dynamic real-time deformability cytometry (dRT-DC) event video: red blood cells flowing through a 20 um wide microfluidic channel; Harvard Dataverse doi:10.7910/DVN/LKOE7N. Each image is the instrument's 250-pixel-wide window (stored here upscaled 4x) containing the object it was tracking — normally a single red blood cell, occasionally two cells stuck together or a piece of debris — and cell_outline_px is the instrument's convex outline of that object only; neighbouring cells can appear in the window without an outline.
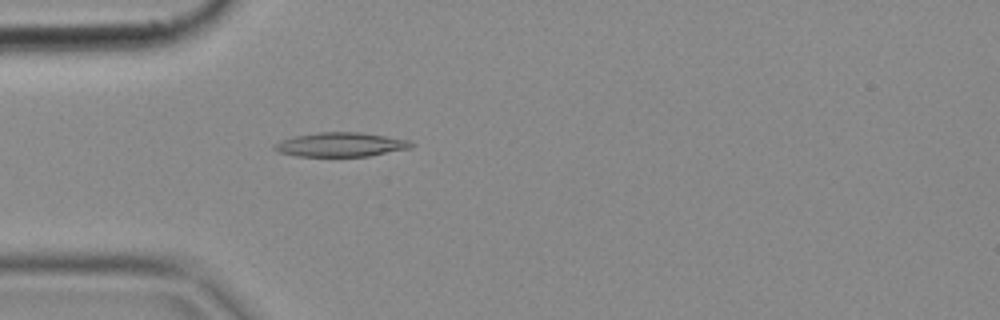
{"species": "common noctule bat (a hibernating species)", "species_latin": "Nyctalus noctula", "temperature_condition": "cold", "stored_images_in_passage": 4, "camera_frame_rate_fps": 3000, "um_per_image_px": 0.085, "animal": {"sex": "female", "body_mass_g": 18.4}, "frame": {"image": 1, "passage_image": 4, "time_ms": 1.0, "image_size_px": [1000, 320], "cell_outline_px": [[416, 144], [412, 148], [368, 156], [296, 156], [280, 152], [272, 148], [272, 144], [280, 140], [292, 136], [320, 132], [360, 132], [408, 140]], "centroid_in_image_um": [28.93, 12.29], "position_along_channel_um": 56.1, "area_um2": 19.36}}